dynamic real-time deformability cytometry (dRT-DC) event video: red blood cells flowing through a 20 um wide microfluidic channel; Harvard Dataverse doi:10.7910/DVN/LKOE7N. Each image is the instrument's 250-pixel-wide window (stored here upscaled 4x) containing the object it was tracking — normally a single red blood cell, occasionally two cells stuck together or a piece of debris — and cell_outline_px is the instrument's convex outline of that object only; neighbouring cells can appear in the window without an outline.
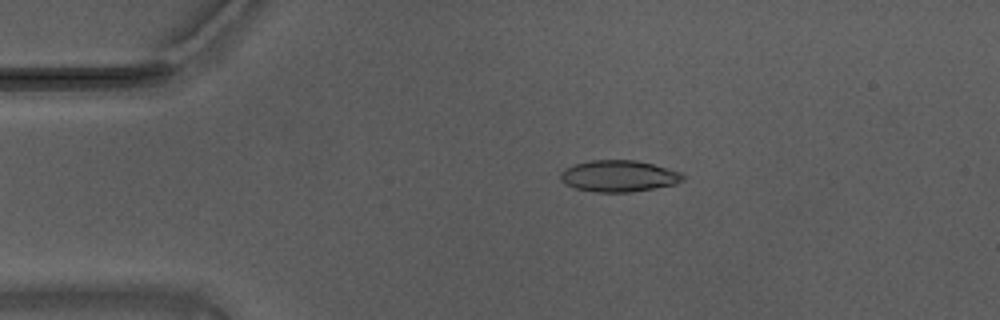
{"species": "Egyptian fruit bat (a non-hibernating species)", "species_latin": "Rousettus aegyptiacus", "temperature_condition": "warm", "stored_images_in_passage": 47, "camera_frame_rate_fps": 3000, "um_per_image_px": 0.085, "animal": {"sex": "male"}, "frame": {"image": 1, "passage_image": 3, "time_ms": 0.667, "image_size_px": [1000, 320], "cell_outline_px": [[684, 180], [676, 184], [632, 192], [596, 192], [576, 188], [560, 180], [560, 172], [564, 168], [572, 164], [592, 160], [636, 160], [652, 164], [680, 172], [684, 176]], "centroid_in_image_um": [52.58, 14.96], "position_along_channel_um": 32.4, "area_um2": 22.43}}
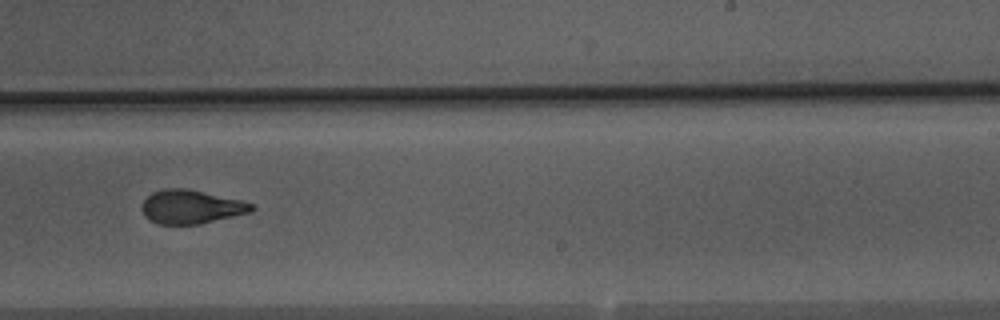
{"frame": {"image": 2, "passage_image": 26, "time_ms": 8.333, "image_size_px": [1000, 320], "cell_outline_px": [[256, 208], [252, 212], [200, 224], [156, 224], [148, 220], [144, 216], [140, 208], [144, 200], [152, 192], [164, 188], [188, 188], [244, 200], [256, 204]], "centroid_in_image_um": [16.28, 17.57], "position_along_channel_um": 272.7, "area_um2": 22.14}}
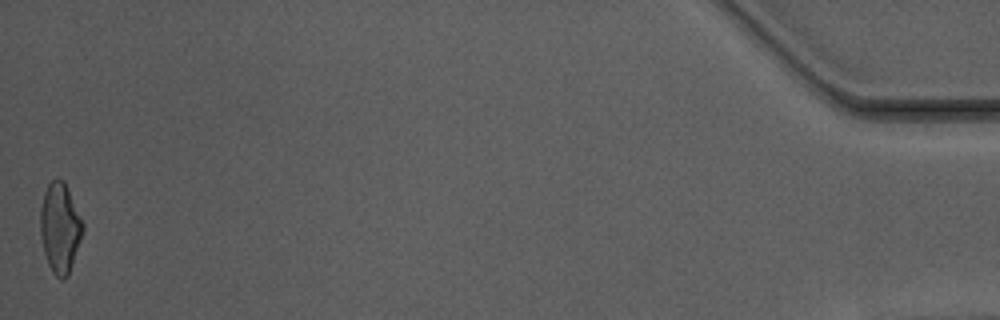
{"frame": {"image": 3, "passage_image": 47, "time_ms": 15.333, "image_size_px": [1000, 320], "cell_outline_px": [[84, 228], [68, 276], [64, 280], [60, 280], [52, 272], [48, 264], [44, 252], [40, 232], [40, 208], [44, 192], [48, 184], [56, 176], [64, 180], [68, 188], [84, 224]], "centroid_in_image_um": [5.09, 19.34], "position_along_channel_um": 430.1, "area_um2": 22.37}, "authors_computed_cell_mechanics": {"area_um2": 22.3108, "velocity_mm_per_s": 3.7256, "shape_relaxation_time_tau1_ms": 6.2573, "shape_relaxation_time_tau2_ms": 1.4969, "deformation_change_tau1": 0.2026, "deformation_change_tau2": 0.0974}}